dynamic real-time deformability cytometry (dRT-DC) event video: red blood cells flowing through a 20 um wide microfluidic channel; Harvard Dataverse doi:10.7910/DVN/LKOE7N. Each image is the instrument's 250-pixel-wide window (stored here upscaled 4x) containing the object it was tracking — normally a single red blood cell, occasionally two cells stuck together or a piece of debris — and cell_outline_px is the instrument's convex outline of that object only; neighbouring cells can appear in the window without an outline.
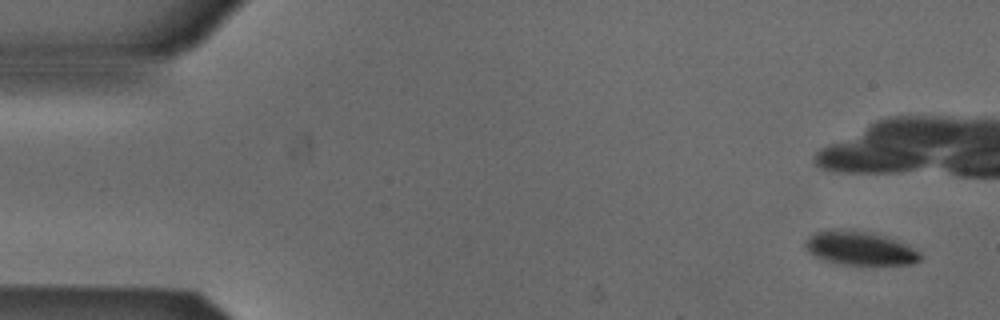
{"species": "Egyptian fruit bat (a non-hibernating species)", "species_latin": "Rousettus aegyptiacus", "temperature_condition": "cold", "stored_images_in_passage": 7, "camera_frame_rate_fps": 3000, "um_per_image_px": 0.085, "animal": {"sex": "male"}, "frame": {"image": 1, "passage_image": 1, "time_ms": 0.0, "image_size_px": [1000, 320], "cell_outline_px": [[920, 260], [912, 264], [840, 264], [824, 260], [812, 256], [804, 248], [804, 240], [808, 236], [816, 232], [832, 228], [836, 228], [872, 232], [908, 244], [920, 252]], "centroid_in_image_um": [73.02, 21.08], "position_along_channel_um": 12.0, "area_um2": 22.89}}